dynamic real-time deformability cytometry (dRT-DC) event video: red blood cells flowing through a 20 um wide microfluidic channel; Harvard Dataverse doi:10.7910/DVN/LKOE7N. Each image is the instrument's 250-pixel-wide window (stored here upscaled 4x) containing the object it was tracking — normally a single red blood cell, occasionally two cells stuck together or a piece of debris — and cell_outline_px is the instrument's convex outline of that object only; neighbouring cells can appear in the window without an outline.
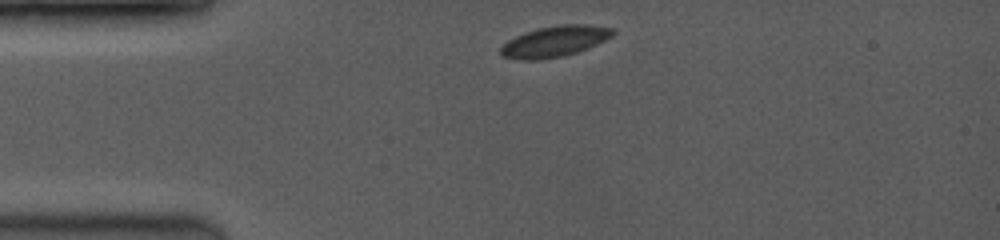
{"species": "common noctule bat (a hibernating species)", "species_latin": "Nyctalus noctula", "temperature_condition": "room temperature", "stored_images_in_passage": 19, "camera_frame_rate_fps": 3500, "um_per_image_px": 0.085, "animal": {"sex": "female", "body_mass_g": 19.0, "forearm_length_mm": 53.3}, "frame": {"image": 1, "passage_image": 1, "time_ms": 0.0, "image_size_px": [1000, 240], "cell_outline_px": [[616, 32], [612, 36], [596, 44], [576, 52], [564, 56], [540, 60], [520, 60], [500, 56], [500, 48], [508, 40], [516, 36], [536, 28], [560, 24], [584, 24], [612, 28]], "centroid_in_image_um": [47.11, 3.52], "position_along_channel_um": 37.9, "area_um2": 20.17}}
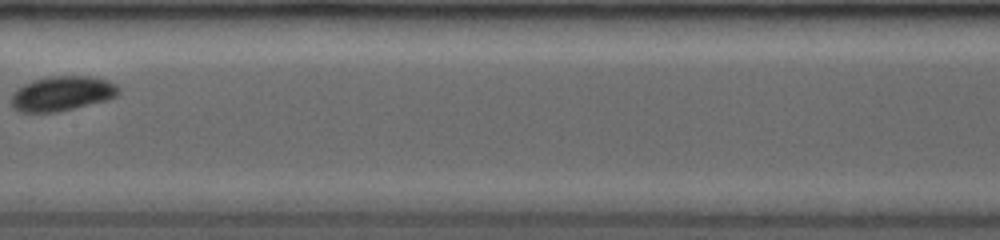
{"frame": {"image": 2, "passage_image": 9, "time_ms": 2.286, "image_size_px": [1000, 240], "cell_outline_px": [[120, 92], [116, 96], [108, 100], [56, 112], [20, 112], [12, 108], [12, 92], [16, 88], [32, 80], [52, 76], [88, 76], [108, 80], [116, 84], [120, 88]], "centroid_in_image_um": [5.27, 7.95], "position_along_channel_um": 202.1, "area_um2": 21.85}}
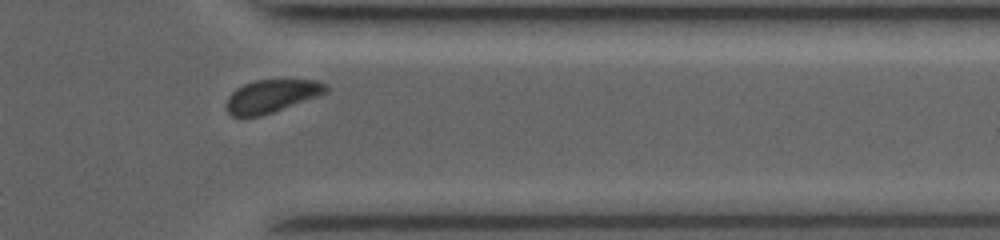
{"frame": {"image": 3, "passage_image": 17, "time_ms": 4.571, "image_size_px": [1000, 240], "cell_outline_px": [[328, 92], [272, 112], [260, 116], [232, 116], [228, 112], [228, 96], [236, 88], [244, 84], [256, 80], [320, 80], [328, 84]], "centroid_in_image_um": [23.12, 8.14], "position_along_channel_um": 388.3, "area_um2": 18.79}}